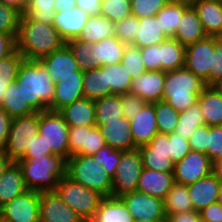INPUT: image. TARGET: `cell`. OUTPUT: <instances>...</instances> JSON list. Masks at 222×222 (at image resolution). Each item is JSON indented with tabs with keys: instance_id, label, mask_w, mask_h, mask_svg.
Here are the masks:
<instances>
[{
	"instance_id": "cell-20",
	"label": "cell",
	"mask_w": 222,
	"mask_h": 222,
	"mask_svg": "<svg viewBox=\"0 0 222 222\" xmlns=\"http://www.w3.org/2000/svg\"><path fill=\"white\" fill-rule=\"evenodd\" d=\"M221 184L217 177L211 173L187 185L194 210L199 212L208 205L218 202Z\"/></svg>"
},
{
	"instance_id": "cell-31",
	"label": "cell",
	"mask_w": 222,
	"mask_h": 222,
	"mask_svg": "<svg viewBox=\"0 0 222 222\" xmlns=\"http://www.w3.org/2000/svg\"><path fill=\"white\" fill-rule=\"evenodd\" d=\"M115 36V23L102 15L89 16L78 40L90 44Z\"/></svg>"
},
{
	"instance_id": "cell-47",
	"label": "cell",
	"mask_w": 222,
	"mask_h": 222,
	"mask_svg": "<svg viewBox=\"0 0 222 222\" xmlns=\"http://www.w3.org/2000/svg\"><path fill=\"white\" fill-rule=\"evenodd\" d=\"M120 63L126 66L127 73L132 80L147 71L143 64L141 50L134 45H126Z\"/></svg>"
},
{
	"instance_id": "cell-7",
	"label": "cell",
	"mask_w": 222,
	"mask_h": 222,
	"mask_svg": "<svg viewBox=\"0 0 222 222\" xmlns=\"http://www.w3.org/2000/svg\"><path fill=\"white\" fill-rule=\"evenodd\" d=\"M39 134L43 136L47 150L66 160L69 158V126L58 111L39 112Z\"/></svg>"
},
{
	"instance_id": "cell-35",
	"label": "cell",
	"mask_w": 222,
	"mask_h": 222,
	"mask_svg": "<svg viewBox=\"0 0 222 222\" xmlns=\"http://www.w3.org/2000/svg\"><path fill=\"white\" fill-rule=\"evenodd\" d=\"M82 87L84 97L91 100L112 95L110 86H107L106 72L100 67L83 71Z\"/></svg>"
},
{
	"instance_id": "cell-71",
	"label": "cell",
	"mask_w": 222,
	"mask_h": 222,
	"mask_svg": "<svg viewBox=\"0 0 222 222\" xmlns=\"http://www.w3.org/2000/svg\"><path fill=\"white\" fill-rule=\"evenodd\" d=\"M218 202L222 205V184L220 187V193H219V197H218Z\"/></svg>"
},
{
	"instance_id": "cell-48",
	"label": "cell",
	"mask_w": 222,
	"mask_h": 222,
	"mask_svg": "<svg viewBox=\"0 0 222 222\" xmlns=\"http://www.w3.org/2000/svg\"><path fill=\"white\" fill-rule=\"evenodd\" d=\"M22 13L0 2V32L16 38Z\"/></svg>"
},
{
	"instance_id": "cell-63",
	"label": "cell",
	"mask_w": 222,
	"mask_h": 222,
	"mask_svg": "<svg viewBox=\"0 0 222 222\" xmlns=\"http://www.w3.org/2000/svg\"><path fill=\"white\" fill-rule=\"evenodd\" d=\"M200 220V212L192 210L176 214H169L166 216L165 222H200Z\"/></svg>"
},
{
	"instance_id": "cell-41",
	"label": "cell",
	"mask_w": 222,
	"mask_h": 222,
	"mask_svg": "<svg viewBox=\"0 0 222 222\" xmlns=\"http://www.w3.org/2000/svg\"><path fill=\"white\" fill-rule=\"evenodd\" d=\"M23 59L24 57L15 50L11 55L0 60V106L7 86L16 81L18 69Z\"/></svg>"
},
{
	"instance_id": "cell-36",
	"label": "cell",
	"mask_w": 222,
	"mask_h": 222,
	"mask_svg": "<svg viewBox=\"0 0 222 222\" xmlns=\"http://www.w3.org/2000/svg\"><path fill=\"white\" fill-rule=\"evenodd\" d=\"M0 107L12 119L27 116L36 112L27 101H24L20 86H17L16 82L7 86Z\"/></svg>"
},
{
	"instance_id": "cell-24",
	"label": "cell",
	"mask_w": 222,
	"mask_h": 222,
	"mask_svg": "<svg viewBox=\"0 0 222 222\" xmlns=\"http://www.w3.org/2000/svg\"><path fill=\"white\" fill-rule=\"evenodd\" d=\"M58 112L69 127L96 126L94 100L86 97L64 106Z\"/></svg>"
},
{
	"instance_id": "cell-19",
	"label": "cell",
	"mask_w": 222,
	"mask_h": 222,
	"mask_svg": "<svg viewBox=\"0 0 222 222\" xmlns=\"http://www.w3.org/2000/svg\"><path fill=\"white\" fill-rule=\"evenodd\" d=\"M82 81L83 72H76V76L58 77L55 82L54 98L49 110L59 111L64 106L83 98Z\"/></svg>"
},
{
	"instance_id": "cell-40",
	"label": "cell",
	"mask_w": 222,
	"mask_h": 222,
	"mask_svg": "<svg viewBox=\"0 0 222 222\" xmlns=\"http://www.w3.org/2000/svg\"><path fill=\"white\" fill-rule=\"evenodd\" d=\"M204 124V116L198 102L189 107L185 112L179 113L174 132L188 140L194 131Z\"/></svg>"
},
{
	"instance_id": "cell-67",
	"label": "cell",
	"mask_w": 222,
	"mask_h": 222,
	"mask_svg": "<svg viewBox=\"0 0 222 222\" xmlns=\"http://www.w3.org/2000/svg\"><path fill=\"white\" fill-rule=\"evenodd\" d=\"M212 173L222 183V158L213 162Z\"/></svg>"
},
{
	"instance_id": "cell-22",
	"label": "cell",
	"mask_w": 222,
	"mask_h": 222,
	"mask_svg": "<svg viewBox=\"0 0 222 222\" xmlns=\"http://www.w3.org/2000/svg\"><path fill=\"white\" fill-rule=\"evenodd\" d=\"M89 16L82 9L75 7L65 12H56L52 25L67 43L78 39Z\"/></svg>"
},
{
	"instance_id": "cell-25",
	"label": "cell",
	"mask_w": 222,
	"mask_h": 222,
	"mask_svg": "<svg viewBox=\"0 0 222 222\" xmlns=\"http://www.w3.org/2000/svg\"><path fill=\"white\" fill-rule=\"evenodd\" d=\"M174 183L173 172H159L143 168L137 190L164 199Z\"/></svg>"
},
{
	"instance_id": "cell-51",
	"label": "cell",
	"mask_w": 222,
	"mask_h": 222,
	"mask_svg": "<svg viewBox=\"0 0 222 222\" xmlns=\"http://www.w3.org/2000/svg\"><path fill=\"white\" fill-rule=\"evenodd\" d=\"M132 15L140 18L155 16L170 0H130Z\"/></svg>"
},
{
	"instance_id": "cell-59",
	"label": "cell",
	"mask_w": 222,
	"mask_h": 222,
	"mask_svg": "<svg viewBox=\"0 0 222 222\" xmlns=\"http://www.w3.org/2000/svg\"><path fill=\"white\" fill-rule=\"evenodd\" d=\"M222 79V45L217 38V46L213 55V67L210 72V86Z\"/></svg>"
},
{
	"instance_id": "cell-58",
	"label": "cell",
	"mask_w": 222,
	"mask_h": 222,
	"mask_svg": "<svg viewBox=\"0 0 222 222\" xmlns=\"http://www.w3.org/2000/svg\"><path fill=\"white\" fill-rule=\"evenodd\" d=\"M139 149H153V152L166 153L170 159L169 134L157 133L147 145L141 146Z\"/></svg>"
},
{
	"instance_id": "cell-38",
	"label": "cell",
	"mask_w": 222,
	"mask_h": 222,
	"mask_svg": "<svg viewBox=\"0 0 222 222\" xmlns=\"http://www.w3.org/2000/svg\"><path fill=\"white\" fill-rule=\"evenodd\" d=\"M165 215L194 210L186 185L174 182L163 199Z\"/></svg>"
},
{
	"instance_id": "cell-56",
	"label": "cell",
	"mask_w": 222,
	"mask_h": 222,
	"mask_svg": "<svg viewBox=\"0 0 222 222\" xmlns=\"http://www.w3.org/2000/svg\"><path fill=\"white\" fill-rule=\"evenodd\" d=\"M141 57L143 64L147 71L149 70H161L160 62V44L150 45L148 47H142Z\"/></svg>"
},
{
	"instance_id": "cell-1",
	"label": "cell",
	"mask_w": 222,
	"mask_h": 222,
	"mask_svg": "<svg viewBox=\"0 0 222 222\" xmlns=\"http://www.w3.org/2000/svg\"><path fill=\"white\" fill-rule=\"evenodd\" d=\"M65 44L52 24L31 20L22 14L15 38V48L24 59L40 60L61 49Z\"/></svg>"
},
{
	"instance_id": "cell-16",
	"label": "cell",
	"mask_w": 222,
	"mask_h": 222,
	"mask_svg": "<svg viewBox=\"0 0 222 222\" xmlns=\"http://www.w3.org/2000/svg\"><path fill=\"white\" fill-rule=\"evenodd\" d=\"M40 222H84L56 192L40 193Z\"/></svg>"
},
{
	"instance_id": "cell-45",
	"label": "cell",
	"mask_w": 222,
	"mask_h": 222,
	"mask_svg": "<svg viewBox=\"0 0 222 222\" xmlns=\"http://www.w3.org/2000/svg\"><path fill=\"white\" fill-rule=\"evenodd\" d=\"M100 15L116 23L132 15L130 0H102Z\"/></svg>"
},
{
	"instance_id": "cell-49",
	"label": "cell",
	"mask_w": 222,
	"mask_h": 222,
	"mask_svg": "<svg viewBox=\"0 0 222 222\" xmlns=\"http://www.w3.org/2000/svg\"><path fill=\"white\" fill-rule=\"evenodd\" d=\"M139 29V18L130 15L115 23V36L126 45H131Z\"/></svg>"
},
{
	"instance_id": "cell-52",
	"label": "cell",
	"mask_w": 222,
	"mask_h": 222,
	"mask_svg": "<svg viewBox=\"0 0 222 222\" xmlns=\"http://www.w3.org/2000/svg\"><path fill=\"white\" fill-rule=\"evenodd\" d=\"M207 155L212 162L222 158V125L209 126Z\"/></svg>"
},
{
	"instance_id": "cell-15",
	"label": "cell",
	"mask_w": 222,
	"mask_h": 222,
	"mask_svg": "<svg viewBox=\"0 0 222 222\" xmlns=\"http://www.w3.org/2000/svg\"><path fill=\"white\" fill-rule=\"evenodd\" d=\"M166 72L149 70L139 75L131 82L129 93L139 96L146 103H156L163 100Z\"/></svg>"
},
{
	"instance_id": "cell-39",
	"label": "cell",
	"mask_w": 222,
	"mask_h": 222,
	"mask_svg": "<svg viewBox=\"0 0 222 222\" xmlns=\"http://www.w3.org/2000/svg\"><path fill=\"white\" fill-rule=\"evenodd\" d=\"M100 68L106 72L107 86H110L112 95L129 93L132 79L127 73L126 66L116 63Z\"/></svg>"
},
{
	"instance_id": "cell-60",
	"label": "cell",
	"mask_w": 222,
	"mask_h": 222,
	"mask_svg": "<svg viewBox=\"0 0 222 222\" xmlns=\"http://www.w3.org/2000/svg\"><path fill=\"white\" fill-rule=\"evenodd\" d=\"M199 212L204 221L222 222V205L219 202L212 203Z\"/></svg>"
},
{
	"instance_id": "cell-26",
	"label": "cell",
	"mask_w": 222,
	"mask_h": 222,
	"mask_svg": "<svg viewBox=\"0 0 222 222\" xmlns=\"http://www.w3.org/2000/svg\"><path fill=\"white\" fill-rule=\"evenodd\" d=\"M206 36L196 10L190 5L184 11L173 38L187 46Z\"/></svg>"
},
{
	"instance_id": "cell-61",
	"label": "cell",
	"mask_w": 222,
	"mask_h": 222,
	"mask_svg": "<svg viewBox=\"0 0 222 222\" xmlns=\"http://www.w3.org/2000/svg\"><path fill=\"white\" fill-rule=\"evenodd\" d=\"M12 118L0 107V150H4L11 127Z\"/></svg>"
},
{
	"instance_id": "cell-53",
	"label": "cell",
	"mask_w": 222,
	"mask_h": 222,
	"mask_svg": "<svg viewBox=\"0 0 222 222\" xmlns=\"http://www.w3.org/2000/svg\"><path fill=\"white\" fill-rule=\"evenodd\" d=\"M170 159L175 164L181 161L191 151L188 140L177 133H169Z\"/></svg>"
},
{
	"instance_id": "cell-50",
	"label": "cell",
	"mask_w": 222,
	"mask_h": 222,
	"mask_svg": "<svg viewBox=\"0 0 222 222\" xmlns=\"http://www.w3.org/2000/svg\"><path fill=\"white\" fill-rule=\"evenodd\" d=\"M94 160L102 165L106 173L113 178L120 160V150L108 145L100 148L94 155Z\"/></svg>"
},
{
	"instance_id": "cell-27",
	"label": "cell",
	"mask_w": 222,
	"mask_h": 222,
	"mask_svg": "<svg viewBox=\"0 0 222 222\" xmlns=\"http://www.w3.org/2000/svg\"><path fill=\"white\" fill-rule=\"evenodd\" d=\"M27 190L20 166L12 162L0 177V207Z\"/></svg>"
},
{
	"instance_id": "cell-34",
	"label": "cell",
	"mask_w": 222,
	"mask_h": 222,
	"mask_svg": "<svg viewBox=\"0 0 222 222\" xmlns=\"http://www.w3.org/2000/svg\"><path fill=\"white\" fill-rule=\"evenodd\" d=\"M161 71L177 70L185 66V46L173 37L160 43Z\"/></svg>"
},
{
	"instance_id": "cell-9",
	"label": "cell",
	"mask_w": 222,
	"mask_h": 222,
	"mask_svg": "<svg viewBox=\"0 0 222 222\" xmlns=\"http://www.w3.org/2000/svg\"><path fill=\"white\" fill-rule=\"evenodd\" d=\"M37 134H39V112L13 118L3 153L13 162H17L26 154L31 136Z\"/></svg>"
},
{
	"instance_id": "cell-13",
	"label": "cell",
	"mask_w": 222,
	"mask_h": 222,
	"mask_svg": "<svg viewBox=\"0 0 222 222\" xmlns=\"http://www.w3.org/2000/svg\"><path fill=\"white\" fill-rule=\"evenodd\" d=\"M133 219L166 220L163 199L138 190L120 197Z\"/></svg>"
},
{
	"instance_id": "cell-64",
	"label": "cell",
	"mask_w": 222,
	"mask_h": 222,
	"mask_svg": "<svg viewBox=\"0 0 222 222\" xmlns=\"http://www.w3.org/2000/svg\"><path fill=\"white\" fill-rule=\"evenodd\" d=\"M102 0H76V7L82 9L88 15H100Z\"/></svg>"
},
{
	"instance_id": "cell-44",
	"label": "cell",
	"mask_w": 222,
	"mask_h": 222,
	"mask_svg": "<svg viewBox=\"0 0 222 222\" xmlns=\"http://www.w3.org/2000/svg\"><path fill=\"white\" fill-rule=\"evenodd\" d=\"M66 45L71 49L81 71L99 68L95 63V56L90 52V43L73 39L68 41Z\"/></svg>"
},
{
	"instance_id": "cell-10",
	"label": "cell",
	"mask_w": 222,
	"mask_h": 222,
	"mask_svg": "<svg viewBox=\"0 0 222 222\" xmlns=\"http://www.w3.org/2000/svg\"><path fill=\"white\" fill-rule=\"evenodd\" d=\"M217 37L206 36L195 43L185 46V67L210 86V72Z\"/></svg>"
},
{
	"instance_id": "cell-4",
	"label": "cell",
	"mask_w": 222,
	"mask_h": 222,
	"mask_svg": "<svg viewBox=\"0 0 222 222\" xmlns=\"http://www.w3.org/2000/svg\"><path fill=\"white\" fill-rule=\"evenodd\" d=\"M163 100L179 113L198 102V96L206 87L205 82L185 66L166 72Z\"/></svg>"
},
{
	"instance_id": "cell-57",
	"label": "cell",
	"mask_w": 222,
	"mask_h": 222,
	"mask_svg": "<svg viewBox=\"0 0 222 222\" xmlns=\"http://www.w3.org/2000/svg\"><path fill=\"white\" fill-rule=\"evenodd\" d=\"M43 155H54L52 150H47L46 142L40 134L31 136L26 154L20 160H28L32 157H43Z\"/></svg>"
},
{
	"instance_id": "cell-33",
	"label": "cell",
	"mask_w": 222,
	"mask_h": 222,
	"mask_svg": "<svg viewBox=\"0 0 222 222\" xmlns=\"http://www.w3.org/2000/svg\"><path fill=\"white\" fill-rule=\"evenodd\" d=\"M167 38L156 16L143 17L139 19V29L131 45L138 48L148 47L160 44Z\"/></svg>"
},
{
	"instance_id": "cell-6",
	"label": "cell",
	"mask_w": 222,
	"mask_h": 222,
	"mask_svg": "<svg viewBox=\"0 0 222 222\" xmlns=\"http://www.w3.org/2000/svg\"><path fill=\"white\" fill-rule=\"evenodd\" d=\"M55 192L84 222H90L93 219L103 198L101 194L84 187L67 174L59 181Z\"/></svg>"
},
{
	"instance_id": "cell-70",
	"label": "cell",
	"mask_w": 222,
	"mask_h": 222,
	"mask_svg": "<svg viewBox=\"0 0 222 222\" xmlns=\"http://www.w3.org/2000/svg\"><path fill=\"white\" fill-rule=\"evenodd\" d=\"M166 220H144V219H134L133 222H165Z\"/></svg>"
},
{
	"instance_id": "cell-30",
	"label": "cell",
	"mask_w": 222,
	"mask_h": 222,
	"mask_svg": "<svg viewBox=\"0 0 222 222\" xmlns=\"http://www.w3.org/2000/svg\"><path fill=\"white\" fill-rule=\"evenodd\" d=\"M204 124L222 125V97L212 86H206L198 96Z\"/></svg>"
},
{
	"instance_id": "cell-17",
	"label": "cell",
	"mask_w": 222,
	"mask_h": 222,
	"mask_svg": "<svg viewBox=\"0 0 222 222\" xmlns=\"http://www.w3.org/2000/svg\"><path fill=\"white\" fill-rule=\"evenodd\" d=\"M39 61L44 65L53 82H56L58 77L76 76V72H83L66 44Z\"/></svg>"
},
{
	"instance_id": "cell-72",
	"label": "cell",
	"mask_w": 222,
	"mask_h": 222,
	"mask_svg": "<svg viewBox=\"0 0 222 222\" xmlns=\"http://www.w3.org/2000/svg\"><path fill=\"white\" fill-rule=\"evenodd\" d=\"M217 38H218L219 43L222 45V35H219Z\"/></svg>"
},
{
	"instance_id": "cell-18",
	"label": "cell",
	"mask_w": 222,
	"mask_h": 222,
	"mask_svg": "<svg viewBox=\"0 0 222 222\" xmlns=\"http://www.w3.org/2000/svg\"><path fill=\"white\" fill-rule=\"evenodd\" d=\"M129 122L135 146L147 145L158 133L154 103H146Z\"/></svg>"
},
{
	"instance_id": "cell-43",
	"label": "cell",
	"mask_w": 222,
	"mask_h": 222,
	"mask_svg": "<svg viewBox=\"0 0 222 222\" xmlns=\"http://www.w3.org/2000/svg\"><path fill=\"white\" fill-rule=\"evenodd\" d=\"M55 0H29L24 13L29 19L42 23L53 24L56 11Z\"/></svg>"
},
{
	"instance_id": "cell-21",
	"label": "cell",
	"mask_w": 222,
	"mask_h": 222,
	"mask_svg": "<svg viewBox=\"0 0 222 222\" xmlns=\"http://www.w3.org/2000/svg\"><path fill=\"white\" fill-rule=\"evenodd\" d=\"M105 139L106 145L120 151L136 149L130 130V122L126 117L119 121L108 122L105 125H96Z\"/></svg>"
},
{
	"instance_id": "cell-29",
	"label": "cell",
	"mask_w": 222,
	"mask_h": 222,
	"mask_svg": "<svg viewBox=\"0 0 222 222\" xmlns=\"http://www.w3.org/2000/svg\"><path fill=\"white\" fill-rule=\"evenodd\" d=\"M126 44L116 36L106 38L90 46V52L95 56V63L98 67L120 63L124 54Z\"/></svg>"
},
{
	"instance_id": "cell-69",
	"label": "cell",
	"mask_w": 222,
	"mask_h": 222,
	"mask_svg": "<svg viewBox=\"0 0 222 222\" xmlns=\"http://www.w3.org/2000/svg\"><path fill=\"white\" fill-rule=\"evenodd\" d=\"M217 93L222 97V79L211 85Z\"/></svg>"
},
{
	"instance_id": "cell-8",
	"label": "cell",
	"mask_w": 222,
	"mask_h": 222,
	"mask_svg": "<svg viewBox=\"0 0 222 222\" xmlns=\"http://www.w3.org/2000/svg\"><path fill=\"white\" fill-rule=\"evenodd\" d=\"M142 170L143 163L139 148L120 151L119 164L112 178L111 196L121 197L137 190Z\"/></svg>"
},
{
	"instance_id": "cell-55",
	"label": "cell",
	"mask_w": 222,
	"mask_h": 222,
	"mask_svg": "<svg viewBox=\"0 0 222 222\" xmlns=\"http://www.w3.org/2000/svg\"><path fill=\"white\" fill-rule=\"evenodd\" d=\"M209 126L203 124L199 126L188 139L191 151L201 152L207 155Z\"/></svg>"
},
{
	"instance_id": "cell-37",
	"label": "cell",
	"mask_w": 222,
	"mask_h": 222,
	"mask_svg": "<svg viewBox=\"0 0 222 222\" xmlns=\"http://www.w3.org/2000/svg\"><path fill=\"white\" fill-rule=\"evenodd\" d=\"M96 125L119 121L124 117L120 95H109L94 100Z\"/></svg>"
},
{
	"instance_id": "cell-32",
	"label": "cell",
	"mask_w": 222,
	"mask_h": 222,
	"mask_svg": "<svg viewBox=\"0 0 222 222\" xmlns=\"http://www.w3.org/2000/svg\"><path fill=\"white\" fill-rule=\"evenodd\" d=\"M190 0H170L155 16L167 37H174L184 11Z\"/></svg>"
},
{
	"instance_id": "cell-14",
	"label": "cell",
	"mask_w": 222,
	"mask_h": 222,
	"mask_svg": "<svg viewBox=\"0 0 222 222\" xmlns=\"http://www.w3.org/2000/svg\"><path fill=\"white\" fill-rule=\"evenodd\" d=\"M69 157L71 155L93 156L100 148L106 146L97 126L69 127Z\"/></svg>"
},
{
	"instance_id": "cell-5",
	"label": "cell",
	"mask_w": 222,
	"mask_h": 222,
	"mask_svg": "<svg viewBox=\"0 0 222 222\" xmlns=\"http://www.w3.org/2000/svg\"><path fill=\"white\" fill-rule=\"evenodd\" d=\"M66 174L103 197L111 196L112 178L93 156L71 155L67 159Z\"/></svg>"
},
{
	"instance_id": "cell-2",
	"label": "cell",
	"mask_w": 222,
	"mask_h": 222,
	"mask_svg": "<svg viewBox=\"0 0 222 222\" xmlns=\"http://www.w3.org/2000/svg\"><path fill=\"white\" fill-rule=\"evenodd\" d=\"M24 101L36 112L49 110L55 93V82L39 60L23 59L16 78Z\"/></svg>"
},
{
	"instance_id": "cell-3",
	"label": "cell",
	"mask_w": 222,
	"mask_h": 222,
	"mask_svg": "<svg viewBox=\"0 0 222 222\" xmlns=\"http://www.w3.org/2000/svg\"><path fill=\"white\" fill-rule=\"evenodd\" d=\"M17 163L21 168L26 188L39 193L55 192L67 168V160L56 154L18 160Z\"/></svg>"
},
{
	"instance_id": "cell-66",
	"label": "cell",
	"mask_w": 222,
	"mask_h": 222,
	"mask_svg": "<svg viewBox=\"0 0 222 222\" xmlns=\"http://www.w3.org/2000/svg\"><path fill=\"white\" fill-rule=\"evenodd\" d=\"M54 3L56 12H65L76 7V0H55Z\"/></svg>"
},
{
	"instance_id": "cell-54",
	"label": "cell",
	"mask_w": 222,
	"mask_h": 222,
	"mask_svg": "<svg viewBox=\"0 0 222 222\" xmlns=\"http://www.w3.org/2000/svg\"><path fill=\"white\" fill-rule=\"evenodd\" d=\"M120 101L122 104L124 117L129 120L134 118V116L140 112V110L146 104V102L139 96L131 93L120 94Z\"/></svg>"
},
{
	"instance_id": "cell-42",
	"label": "cell",
	"mask_w": 222,
	"mask_h": 222,
	"mask_svg": "<svg viewBox=\"0 0 222 222\" xmlns=\"http://www.w3.org/2000/svg\"><path fill=\"white\" fill-rule=\"evenodd\" d=\"M154 109L158 133H173L177 125L179 112L164 100L154 103Z\"/></svg>"
},
{
	"instance_id": "cell-68",
	"label": "cell",
	"mask_w": 222,
	"mask_h": 222,
	"mask_svg": "<svg viewBox=\"0 0 222 222\" xmlns=\"http://www.w3.org/2000/svg\"><path fill=\"white\" fill-rule=\"evenodd\" d=\"M13 161L5 155L3 152L0 154V177L3 175L7 167L12 163Z\"/></svg>"
},
{
	"instance_id": "cell-11",
	"label": "cell",
	"mask_w": 222,
	"mask_h": 222,
	"mask_svg": "<svg viewBox=\"0 0 222 222\" xmlns=\"http://www.w3.org/2000/svg\"><path fill=\"white\" fill-rule=\"evenodd\" d=\"M40 193L27 190L0 207V222H40Z\"/></svg>"
},
{
	"instance_id": "cell-46",
	"label": "cell",
	"mask_w": 222,
	"mask_h": 222,
	"mask_svg": "<svg viewBox=\"0 0 222 222\" xmlns=\"http://www.w3.org/2000/svg\"><path fill=\"white\" fill-rule=\"evenodd\" d=\"M142 156L143 168L159 172H174V163L166 153L153 152V149H139Z\"/></svg>"
},
{
	"instance_id": "cell-65",
	"label": "cell",
	"mask_w": 222,
	"mask_h": 222,
	"mask_svg": "<svg viewBox=\"0 0 222 222\" xmlns=\"http://www.w3.org/2000/svg\"><path fill=\"white\" fill-rule=\"evenodd\" d=\"M1 3L6 6L12 7L20 11L22 14L25 13L29 0H0Z\"/></svg>"
},
{
	"instance_id": "cell-62",
	"label": "cell",
	"mask_w": 222,
	"mask_h": 222,
	"mask_svg": "<svg viewBox=\"0 0 222 222\" xmlns=\"http://www.w3.org/2000/svg\"><path fill=\"white\" fill-rule=\"evenodd\" d=\"M15 50V38L10 34L0 32V60L5 59Z\"/></svg>"
},
{
	"instance_id": "cell-28",
	"label": "cell",
	"mask_w": 222,
	"mask_h": 222,
	"mask_svg": "<svg viewBox=\"0 0 222 222\" xmlns=\"http://www.w3.org/2000/svg\"><path fill=\"white\" fill-rule=\"evenodd\" d=\"M133 217L120 197H103L90 222H133Z\"/></svg>"
},
{
	"instance_id": "cell-23",
	"label": "cell",
	"mask_w": 222,
	"mask_h": 222,
	"mask_svg": "<svg viewBox=\"0 0 222 222\" xmlns=\"http://www.w3.org/2000/svg\"><path fill=\"white\" fill-rule=\"evenodd\" d=\"M207 36L222 35V3L213 0H190Z\"/></svg>"
},
{
	"instance_id": "cell-73",
	"label": "cell",
	"mask_w": 222,
	"mask_h": 222,
	"mask_svg": "<svg viewBox=\"0 0 222 222\" xmlns=\"http://www.w3.org/2000/svg\"><path fill=\"white\" fill-rule=\"evenodd\" d=\"M213 1H216V2H221V3H222V0H213Z\"/></svg>"
},
{
	"instance_id": "cell-12",
	"label": "cell",
	"mask_w": 222,
	"mask_h": 222,
	"mask_svg": "<svg viewBox=\"0 0 222 222\" xmlns=\"http://www.w3.org/2000/svg\"><path fill=\"white\" fill-rule=\"evenodd\" d=\"M213 162L209 156L190 151L179 162L174 164V182L189 185L212 173Z\"/></svg>"
}]
</instances>
